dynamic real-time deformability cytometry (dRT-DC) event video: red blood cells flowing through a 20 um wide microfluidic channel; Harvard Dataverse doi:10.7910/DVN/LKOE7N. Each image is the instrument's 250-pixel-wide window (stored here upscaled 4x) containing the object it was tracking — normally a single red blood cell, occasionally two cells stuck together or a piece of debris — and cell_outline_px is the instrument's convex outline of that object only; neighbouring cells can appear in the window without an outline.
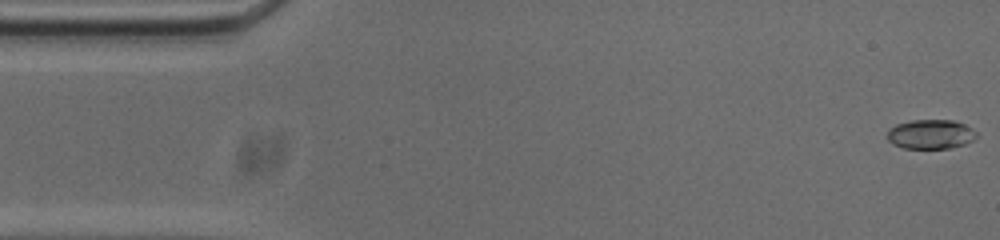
{"species": "common noctule bat (a hibernating species)", "species_latin": "Nyctalus noctula", "temperature_condition": "cold", "stored_images_in_passage": 53, "camera_frame_rate_fps": 3000, "um_per_image_px": 0.085, "animal": {"sex": "male", "body_mass_g": 20.0, "forearm_length_mm": 53.3}, "frame": {"image": 1, "passage_image": 1, "time_ms": 0.0, "image_size_px": [1000, 240], "cell_outline_px": [[976, 136], [972, 140], [964, 144], [948, 148], [904, 148], [892, 144], [888, 140], [888, 132], [896, 124], [912, 120], [952, 120], [964, 124], [972, 128], [976, 132]], "centroid_in_image_um": [79.1, 11.4], "position_along_channel_um": 5.9, "area_um2": 15.09}}
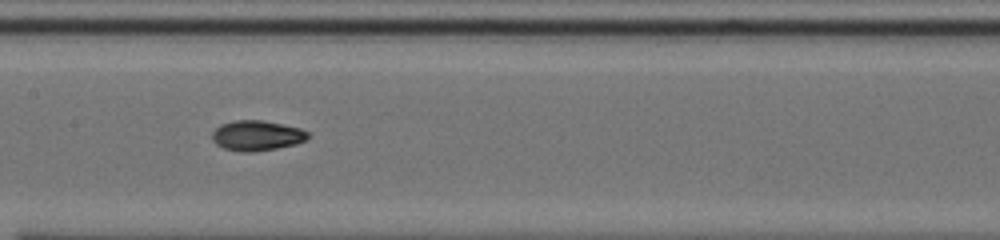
{"frame": {"image": 2, "passage_image": 25, "time_ms": 8.0, "image_size_px": [1000, 240], "cell_outline_px": [[308, 136], [304, 140], [296, 144], [276, 148], [252, 152], [240, 152], [224, 148], [216, 144], [212, 140], [212, 132], [220, 124], [232, 120], [264, 120], [300, 128], [308, 132]], "centroid_in_image_um": [21.79, 11.51], "position_along_channel_um": 185.6, "area_um2": 16.88}}
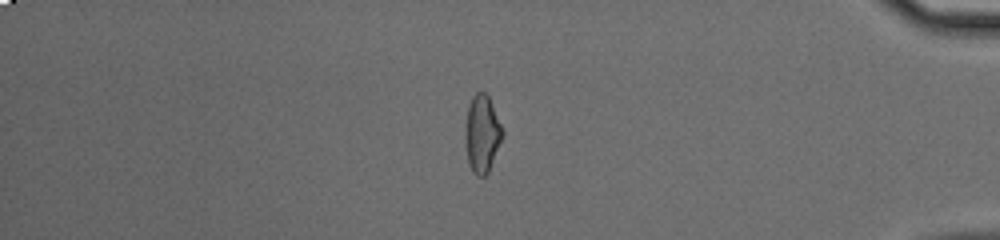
{"frame": {"image": 3, "passage_image": 45, "time_ms": 14.667, "image_size_px": [1000, 240], "cell_outline_px": [[504, 136], [488, 172], [484, 176], [476, 176], [472, 172], [468, 164], [464, 140], [464, 132], [468, 104], [472, 96], [476, 92], [484, 92], [488, 96], [492, 104], [504, 132]], "centroid_in_image_um": [40.95, 11.39], "position_along_channel_um": 394.2, "area_um2": 17.11}, "authors_computed_cell_mechanics": {"area_um2": 16.473, "velocity_mm_per_s": 3.7446, "shape_relaxation_time_tau1_ms": null, "shape_relaxation_time_tau2_ms": 2.791, "deformation_change_tau1": null, "deformation_change_tau2": 0.0688}}